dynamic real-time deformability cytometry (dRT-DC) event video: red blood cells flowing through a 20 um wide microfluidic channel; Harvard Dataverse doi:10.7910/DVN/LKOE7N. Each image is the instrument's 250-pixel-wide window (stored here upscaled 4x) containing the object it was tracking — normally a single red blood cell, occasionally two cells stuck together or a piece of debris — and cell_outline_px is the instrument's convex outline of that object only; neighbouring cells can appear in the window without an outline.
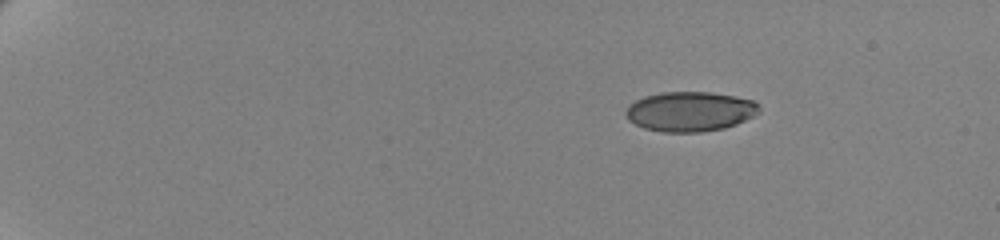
{"species": "human", "species_latin": "Homo sapiens", "temperature_condition": "cold", "stored_images_in_passage": 51, "camera_frame_rate_fps": 3000, "um_per_image_px": 0.085, "donor": {"sex": "female"}, "frame": {"image": 1, "passage_image": 1, "time_ms": 0.0, "image_size_px": [1000, 240], "cell_outline_px": [[760, 112], [736, 124], [724, 128], [700, 132], [664, 132], [644, 128], [628, 120], [624, 112], [628, 104], [644, 96], [660, 92], [712, 92], [752, 100], [760, 104]], "centroid_in_image_um": [58.63, 9.47], "position_along_channel_um": 26.4, "area_um2": 30.98}}
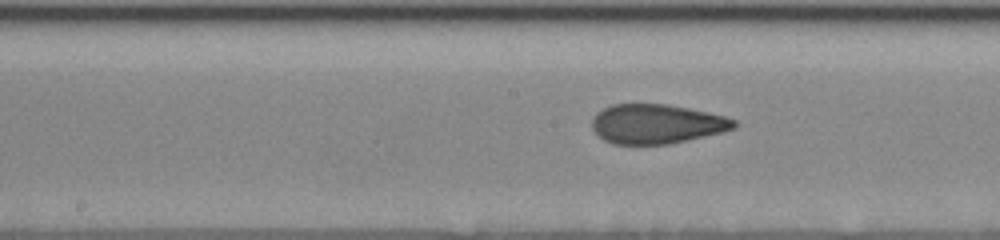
{"frame": {"image": 2, "passage_image": 26, "time_ms": 8.333, "image_size_px": [1000, 240], "cell_outline_px": [[736, 124], [732, 128], [720, 132], [668, 144], [612, 144], [604, 140], [592, 128], [592, 116], [596, 112], [612, 104], [668, 104], [688, 108], [724, 116], [736, 120]], "centroid_in_image_um": [55.74, 10.52], "position_along_channel_um": 192.5, "area_um2": 32.31}}
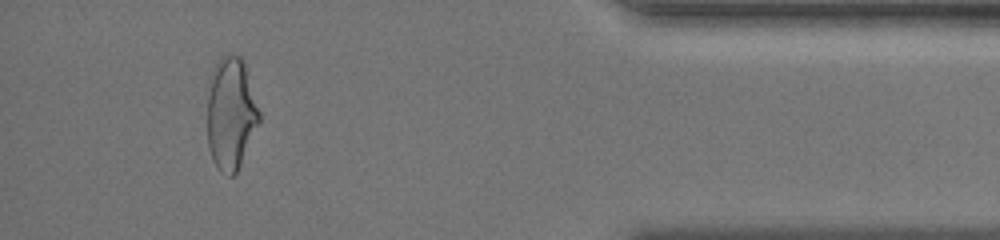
{"frame": {"image": 3, "passage_image": 48, "time_ms": 15.667, "image_size_px": [1000, 240], "cell_outline_px": [[260, 120], [240, 164], [236, 172], [232, 176], [228, 176], [220, 172], [216, 168], [212, 160], [208, 148], [208, 80], [212, 68], [216, 60], [232, 52], [240, 56], [244, 60], [260, 112]], "centroid_in_image_um": [19.6, 9.6], "position_along_channel_um": 415.6, "area_um2": 34.45}, "authors_computed_cell_mechanics": {"area_um2": 33.0038, "velocity_mm_per_s": 3.5083, "shape_relaxation_time_tau1_ms": 7.5872, "shape_relaxation_time_tau2_ms": 1.0698, "deformation_change_tau1": 0.195, "deformation_change_tau2": 0.0561}}